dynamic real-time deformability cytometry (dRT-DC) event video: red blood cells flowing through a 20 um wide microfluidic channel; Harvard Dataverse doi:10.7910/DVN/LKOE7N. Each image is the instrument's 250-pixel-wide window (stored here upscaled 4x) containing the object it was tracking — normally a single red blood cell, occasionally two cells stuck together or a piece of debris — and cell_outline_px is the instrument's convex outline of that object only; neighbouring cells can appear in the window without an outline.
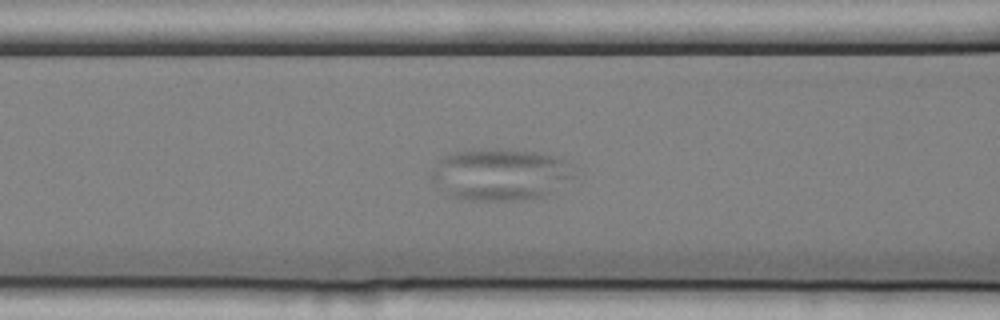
{"species": "common noctule bat (a hibernating species)", "species_latin": "Nyctalus noctula", "temperature_condition": "cold", "stored_images_in_passage": 51, "camera_frame_rate_fps": 3000, "um_per_image_px": 0.085, "animal": {"sex": "female", "body_mass_g": 25.1}, "frame": {"image": 1, "passage_image": 18, "time_ms": 5.667, "image_size_px": [1000, 320], "cell_outline_px": [[576, 176], [552, 192], [544, 196], [524, 200], [476, 200], [452, 196], [432, 180], [428, 176], [428, 172], [444, 156], [452, 152], [496, 148], [508, 148], [536, 152], [568, 160], [572, 164]], "centroid_in_image_um": [42.57, 14.81], "position_along_channel_um": 124.0, "area_um2": 43.35}}
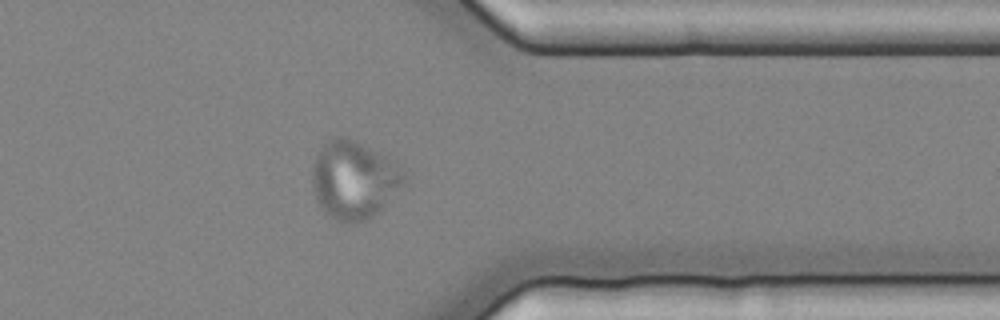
{"frame": {"image": 2, "passage_image": 40, "time_ms": 13.0, "image_size_px": [1000, 320], "cell_outline_px": [[404, 180], [384, 204], [368, 220], [356, 224], [340, 224], [324, 212], [316, 204], [312, 188], [312, 168], [316, 156], [320, 148], [328, 140], [336, 136], [348, 136], [396, 160], [400, 164], [404, 172]], "centroid_in_image_um": [30.03, 15.28], "position_along_channel_um": 381.4, "area_um2": 42.25}}
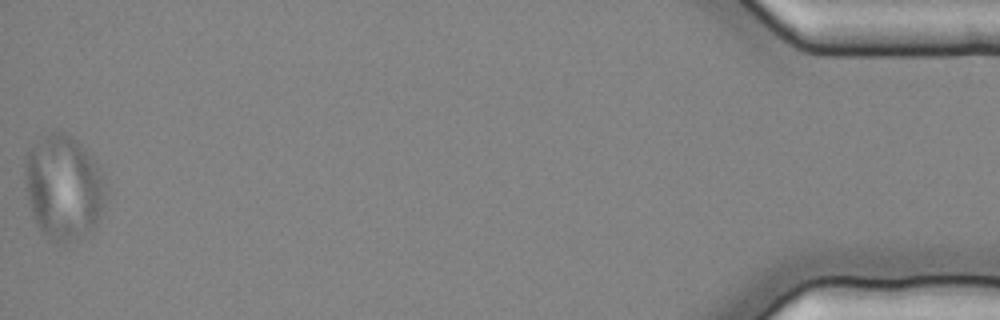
{"frame": {"image": 3, "passage_image": 51, "time_ms": 16.667, "image_size_px": [1000, 320], "cell_outline_px": [[104, 204], [96, 228], [84, 236], [64, 244], [56, 244], [36, 224], [28, 200], [24, 172], [28, 152], [32, 148], [52, 132], [64, 132], [72, 136], [96, 160], [104, 176]], "centroid_in_image_um": [5.44, 15.97], "position_along_channel_um": 429.8, "area_um2": 49.01}}